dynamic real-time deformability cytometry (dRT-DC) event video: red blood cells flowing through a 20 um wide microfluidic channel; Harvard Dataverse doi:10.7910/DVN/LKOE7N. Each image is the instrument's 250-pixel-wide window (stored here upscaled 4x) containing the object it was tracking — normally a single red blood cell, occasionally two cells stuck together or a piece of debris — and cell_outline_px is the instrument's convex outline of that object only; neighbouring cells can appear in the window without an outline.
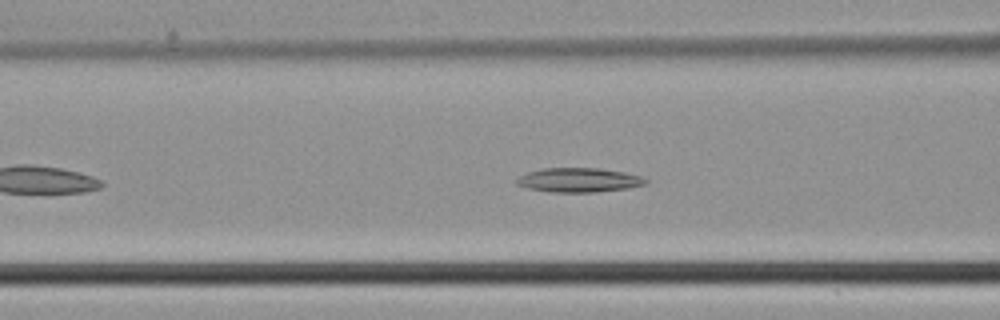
{"species": "common noctule bat (a hibernating species)", "species_latin": "Nyctalus noctula", "temperature_condition": "cold", "stored_images_in_passage": 39, "camera_frame_rate_fps": 3000, "um_per_image_px": 0.085, "animal": {"sex": "male", "body_mass_g": 21.5, "forearm_length_mm": 52.0}, "frame": {"image": 1, "passage_image": 10, "time_ms": 3.0, "image_size_px": [1000, 320], "cell_outline_px": [[648, 184], [628, 188], [596, 192], [552, 192], [528, 188], [516, 184], [516, 180], [520, 176], [528, 172], [544, 168], [600, 168], [624, 172], [640, 176], [648, 180]], "centroid_in_image_um": [49.23, 15.3], "position_along_channel_um": 117.4, "area_um2": 18.21}}
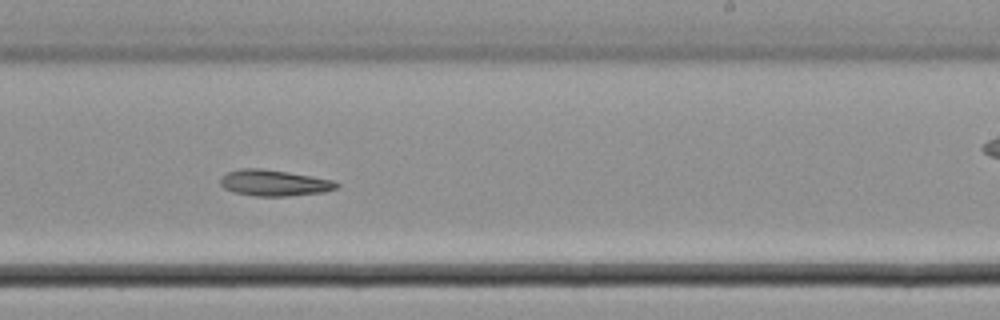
{"frame": {"image": 2, "passage_image": 20, "time_ms": 6.333, "image_size_px": [1000, 320], "cell_outline_px": [[340, 188], [324, 192], [288, 196], [256, 196], [236, 192], [224, 188], [220, 184], [220, 176], [228, 172], [240, 168], [260, 168], [288, 172], [312, 176], [332, 180], [340, 184]], "centroid_in_image_um": [23.32, 15.54], "position_along_channel_um": 265.7, "area_um2": 17.74}}
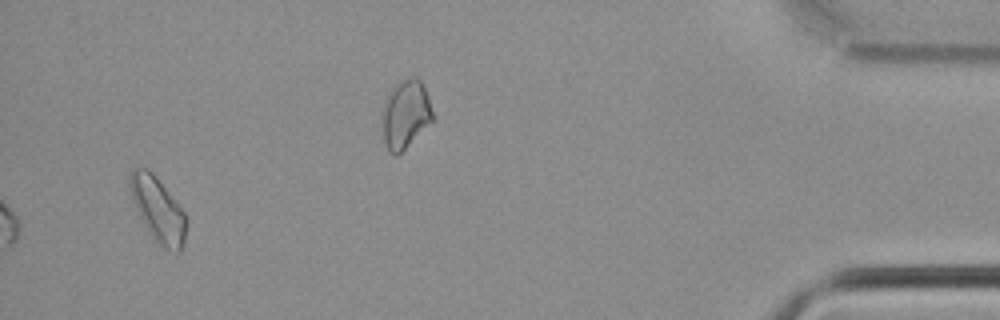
{"frame": {"image": 3, "passage_image": 36, "time_ms": 11.667, "image_size_px": [1000, 320], "cell_outline_px": [[188, 224], [184, 244], [180, 252], [176, 252], [160, 248], [148, 232], [132, 200], [128, 188], [128, 172], [132, 168], [148, 168], [152, 172], [184, 212], [188, 220]], "centroid_in_image_um": [13.41, 17.84], "position_along_channel_um": 421.8, "area_um2": 21.62}}